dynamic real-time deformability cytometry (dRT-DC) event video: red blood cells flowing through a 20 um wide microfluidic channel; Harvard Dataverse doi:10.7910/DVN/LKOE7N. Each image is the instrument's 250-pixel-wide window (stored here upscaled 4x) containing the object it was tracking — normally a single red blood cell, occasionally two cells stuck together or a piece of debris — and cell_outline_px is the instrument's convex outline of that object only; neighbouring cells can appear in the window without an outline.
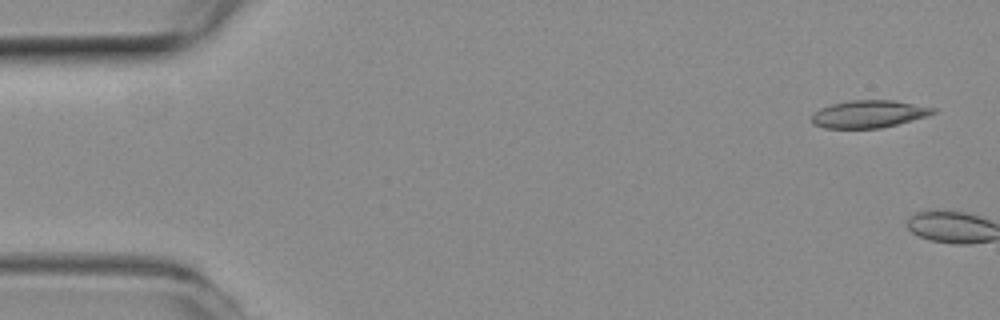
{"species": "common noctule bat (a hibernating species)", "species_latin": "Nyctalus noctula", "temperature_condition": "room temperature", "stored_images_in_passage": 2, "camera_frame_rate_fps": 3000, "um_per_image_px": 0.085, "animal": {"sex": "female", "body_mass_g": 19.3, "forearm_length_mm": 54.1}, "frame": {"image": 1, "passage_image": 1, "time_ms": 0.0, "image_size_px": [1000, 320], "cell_outline_px": [[936, 112], [928, 116], [880, 128], [824, 128], [812, 124], [812, 116], [820, 108], [832, 104], [852, 100], [892, 100], [936, 108]], "centroid_in_image_um": [73.85, 9.69], "position_along_channel_um": 11.2, "area_um2": 19.25}}